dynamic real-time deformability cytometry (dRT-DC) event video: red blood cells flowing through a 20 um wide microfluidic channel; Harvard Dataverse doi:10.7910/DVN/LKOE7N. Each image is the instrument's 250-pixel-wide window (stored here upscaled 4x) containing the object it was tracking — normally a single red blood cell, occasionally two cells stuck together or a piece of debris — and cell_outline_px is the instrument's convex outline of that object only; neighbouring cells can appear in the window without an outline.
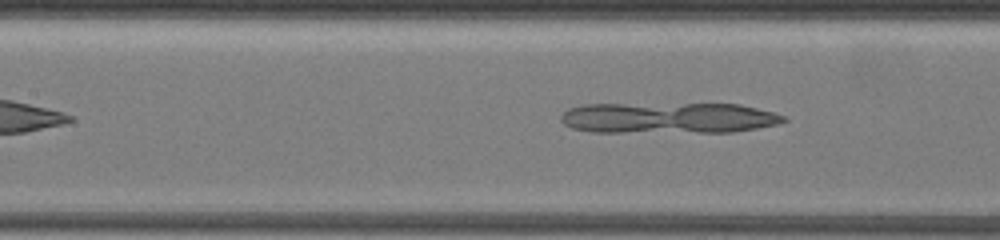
{"species": "common noctule bat (a hibernating species)", "species_latin": "Nyctalus noctula", "temperature_condition": "warm", "stored_images_in_passage": 55, "camera_frame_rate_fps": 3000, "um_per_image_px": 0.085, "animal": {"sex": "female", "body_mass_g": 19.5, "forearm_length_mm": 54.1}, "frame": {"image": 1, "passage_image": 18, "time_ms": 2.667, "image_size_px": [1000, 240], "cell_outline_px": [[788, 120], [776, 124], [736, 132], [592, 132], [572, 128], [564, 124], [560, 120], [560, 116], [568, 108], [584, 104], [740, 104], [776, 112], [784, 116]], "centroid_in_image_um": [56.82, 10.02], "position_along_channel_um": 150.6, "area_um2": 40.46}}